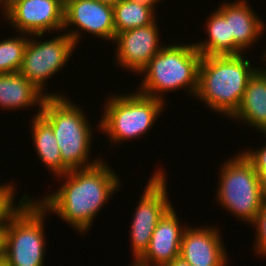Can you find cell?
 Instances as JSON below:
<instances>
[{"mask_svg":"<svg viewBox=\"0 0 266 266\" xmlns=\"http://www.w3.org/2000/svg\"><path fill=\"white\" fill-rule=\"evenodd\" d=\"M59 177L68 179L38 203L47 214L51 210L79 232H86L110 196L118 191L120 179L102 160L94 166L73 169Z\"/></svg>","mask_w":266,"mask_h":266,"instance_id":"obj_1","label":"cell"},{"mask_svg":"<svg viewBox=\"0 0 266 266\" xmlns=\"http://www.w3.org/2000/svg\"><path fill=\"white\" fill-rule=\"evenodd\" d=\"M257 69L242 54L202 56L196 97L230 118L239 108L249 78Z\"/></svg>","mask_w":266,"mask_h":266,"instance_id":"obj_2","label":"cell"},{"mask_svg":"<svg viewBox=\"0 0 266 266\" xmlns=\"http://www.w3.org/2000/svg\"><path fill=\"white\" fill-rule=\"evenodd\" d=\"M29 200V201H28ZM46 210L27 198L3 227L1 266H43Z\"/></svg>","mask_w":266,"mask_h":266,"instance_id":"obj_3","label":"cell"},{"mask_svg":"<svg viewBox=\"0 0 266 266\" xmlns=\"http://www.w3.org/2000/svg\"><path fill=\"white\" fill-rule=\"evenodd\" d=\"M67 99L63 96L46 97L40 115L51 125L62 162L69 170L94 166L101 160L92 161V164L88 160L93 137L91 124L82 109Z\"/></svg>","mask_w":266,"mask_h":266,"instance_id":"obj_4","label":"cell"},{"mask_svg":"<svg viewBox=\"0 0 266 266\" xmlns=\"http://www.w3.org/2000/svg\"><path fill=\"white\" fill-rule=\"evenodd\" d=\"M201 58L194 43L164 46L141 71L146 74L138 92L163 101V92L189 87L196 96Z\"/></svg>","mask_w":266,"mask_h":266,"instance_id":"obj_5","label":"cell"},{"mask_svg":"<svg viewBox=\"0 0 266 266\" xmlns=\"http://www.w3.org/2000/svg\"><path fill=\"white\" fill-rule=\"evenodd\" d=\"M223 163L217 199L234 216L251 223L266 203V182L243 152Z\"/></svg>","mask_w":266,"mask_h":266,"instance_id":"obj_6","label":"cell"},{"mask_svg":"<svg viewBox=\"0 0 266 266\" xmlns=\"http://www.w3.org/2000/svg\"><path fill=\"white\" fill-rule=\"evenodd\" d=\"M108 98L98 127L115 144L146 134L163 111L162 100L140 92Z\"/></svg>","mask_w":266,"mask_h":266,"instance_id":"obj_7","label":"cell"},{"mask_svg":"<svg viewBox=\"0 0 266 266\" xmlns=\"http://www.w3.org/2000/svg\"><path fill=\"white\" fill-rule=\"evenodd\" d=\"M79 33L78 30H73L44 42L28 39L19 72L43 92L45 80L61 70L72 56L76 44H79Z\"/></svg>","mask_w":266,"mask_h":266,"instance_id":"obj_8","label":"cell"},{"mask_svg":"<svg viewBox=\"0 0 266 266\" xmlns=\"http://www.w3.org/2000/svg\"><path fill=\"white\" fill-rule=\"evenodd\" d=\"M159 170L153 174L142 194L131 225V244L135 261L147 251L159 220L172 207L167 197L166 175Z\"/></svg>","mask_w":266,"mask_h":266,"instance_id":"obj_9","label":"cell"},{"mask_svg":"<svg viewBox=\"0 0 266 266\" xmlns=\"http://www.w3.org/2000/svg\"><path fill=\"white\" fill-rule=\"evenodd\" d=\"M4 13L13 29L31 36L63 30L64 0H18Z\"/></svg>","mask_w":266,"mask_h":266,"instance_id":"obj_10","label":"cell"},{"mask_svg":"<svg viewBox=\"0 0 266 266\" xmlns=\"http://www.w3.org/2000/svg\"><path fill=\"white\" fill-rule=\"evenodd\" d=\"M157 24H152L129 29L116 35L114 42H117V63L141 74L151 58L162 48L159 43Z\"/></svg>","mask_w":266,"mask_h":266,"instance_id":"obj_11","label":"cell"},{"mask_svg":"<svg viewBox=\"0 0 266 266\" xmlns=\"http://www.w3.org/2000/svg\"><path fill=\"white\" fill-rule=\"evenodd\" d=\"M76 25L105 40H115L113 6L96 0H64L63 29Z\"/></svg>","mask_w":266,"mask_h":266,"instance_id":"obj_12","label":"cell"},{"mask_svg":"<svg viewBox=\"0 0 266 266\" xmlns=\"http://www.w3.org/2000/svg\"><path fill=\"white\" fill-rule=\"evenodd\" d=\"M219 230L208 227L185 228L180 257L191 266H226L227 254L223 250Z\"/></svg>","mask_w":266,"mask_h":266,"instance_id":"obj_13","label":"cell"},{"mask_svg":"<svg viewBox=\"0 0 266 266\" xmlns=\"http://www.w3.org/2000/svg\"><path fill=\"white\" fill-rule=\"evenodd\" d=\"M185 228L179 225L173 206L159 220L144 255L137 261L144 266H166L180 256ZM152 263V264H151Z\"/></svg>","mask_w":266,"mask_h":266,"instance_id":"obj_14","label":"cell"},{"mask_svg":"<svg viewBox=\"0 0 266 266\" xmlns=\"http://www.w3.org/2000/svg\"><path fill=\"white\" fill-rule=\"evenodd\" d=\"M218 11L225 20H229L230 36H233L236 42V55L242 54L241 52L246 51V48L254 45L259 35L263 33L264 22L257 17L246 0L225 2Z\"/></svg>","mask_w":266,"mask_h":266,"instance_id":"obj_15","label":"cell"},{"mask_svg":"<svg viewBox=\"0 0 266 266\" xmlns=\"http://www.w3.org/2000/svg\"><path fill=\"white\" fill-rule=\"evenodd\" d=\"M36 88L20 72L0 74V107L9 110L27 108L39 105L42 108L46 97H62V95H48Z\"/></svg>","mask_w":266,"mask_h":266,"instance_id":"obj_16","label":"cell"},{"mask_svg":"<svg viewBox=\"0 0 266 266\" xmlns=\"http://www.w3.org/2000/svg\"><path fill=\"white\" fill-rule=\"evenodd\" d=\"M230 118L266 132V72L262 68L249 78L239 108Z\"/></svg>","mask_w":266,"mask_h":266,"instance_id":"obj_17","label":"cell"},{"mask_svg":"<svg viewBox=\"0 0 266 266\" xmlns=\"http://www.w3.org/2000/svg\"><path fill=\"white\" fill-rule=\"evenodd\" d=\"M41 109H38V114H35L32 121V139L39 154L40 160H42L49 171L56 174V176H62L68 173L70 170L63 164L60 148L54 136L51 125L40 115Z\"/></svg>","mask_w":266,"mask_h":266,"instance_id":"obj_18","label":"cell"},{"mask_svg":"<svg viewBox=\"0 0 266 266\" xmlns=\"http://www.w3.org/2000/svg\"><path fill=\"white\" fill-rule=\"evenodd\" d=\"M209 39L194 46L202 56L236 55V42L230 36L229 20L216 10L206 24Z\"/></svg>","mask_w":266,"mask_h":266,"instance_id":"obj_19","label":"cell"},{"mask_svg":"<svg viewBox=\"0 0 266 266\" xmlns=\"http://www.w3.org/2000/svg\"><path fill=\"white\" fill-rule=\"evenodd\" d=\"M154 9L130 0H119L113 6L116 35L129 29L152 24L156 19Z\"/></svg>","mask_w":266,"mask_h":266,"instance_id":"obj_20","label":"cell"},{"mask_svg":"<svg viewBox=\"0 0 266 266\" xmlns=\"http://www.w3.org/2000/svg\"><path fill=\"white\" fill-rule=\"evenodd\" d=\"M8 38L0 41V74L19 72L23 63V54L28 35Z\"/></svg>","mask_w":266,"mask_h":266,"instance_id":"obj_21","label":"cell"},{"mask_svg":"<svg viewBox=\"0 0 266 266\" xmlns=\"http://www.w3.org/2000/svg\"><path fill=\"white\" fill-rule=\"evenodd\" d=\"M16 190L13 184L7 183V185H0V226H4L9 217L19 208V206L27 199L29 196L24 195L19 201L18 207L14 203V192ZM14 196V197H13ZM14 205V206H13Z\"/></svg>","mask_w":266,"mask_h":266,"instance_id":"obj_22","label":"cell"},{"mask_svg":"<svg viewBox=\"0 0 266 266\" xmlns=\"http://www.w3.org/2000/svg\"><path fill=\"white\" fill-rule=\"evenodd\" d=\"M256 227V243L254 251H257L258 255L266 256V203L262 206L260 211L257 213L255 219L250 225Z\"/></svg>","mask_w":266,"mask_h":266,"instance_id":"obj_23","label":"cell"},{"mask_svg":"<svg viewBox=\"0 0 266 266\" xmlns=\"http://www.w3.org/2000/svg\"><path fill=\"white\" fill-rule=\"evenodd\" d=\"M257 150H245L243 153L252 162L259 176L266 182V144L263 148Z\"/></svg>","mask_w":266,"mask_h":266,"instance_id":"obj_24","label":"cell"},{"mask_svg":"<svg viewBox=\"0 0 266 266\" xmlns=\"http://www.w3.org/2000/svg\"><path fill=\"white\" fill-rule=\"evenodd\" d=\"M166 266H191V265L179 256Z\"/></svg>","mask_w":266,"mask_h":266,"instance_id":"obj_25","label":"cell"},{"mask_svg":"<svg viewBox=\"0 0 266 266\" xmlns=\"http://www.w3.org/2000/svg\"><path fill=\"white\" fill-rule=\"evenodd\" d=\"M130 1L140 3V4H142L144 6H148V7H155L157 2L159 3L160 0H130Z\"/></svg>","mask_w":266,"mask_h":266,"instance_id":"obj_26","label":"cell"},{"mask_svg":"<svg viewBox=\"0 0 266 266\" xmlns=\"http://www.w3.org/2000/svg\"><path fill=\"white\" fill-rule=\"evenodd\" d=\"M16 1L18 0H0V4L2 3V8L6 11Z\"/></svg>","mask_w":266,"mask_h":266,"instance_id":"obj_27","label":"cell"},{"mask_svg":"<svg viewBox=\"0 0 266 266\" xmlns=\"http://www.w3.org/2000/svg\"><path fill=\"white\" fill-rule=\"evenodd\" d=\"M96 1L102 2L110 6H114L119 0H96Z\"/></svg>","mask_w":266,"mask_h":266,"instance_id":"obj_28","label":"cell"},{"mask_svg":"<svg viewBox=\"0 0 266 266\" xmlns=\"http://www.w3.org/2000/svg\"><path fill=\"white\" fill-rule=\"evenodd\" d=\"M3 227L4 226H0V261H1V252H2Z\"/></svg>","mask_w":266,"mask_h":266,"instance_id":"obj_29","label":"cell"},{"mask_svg":"<svg viewBox=\"0 0 266 266\" xmlns=\"http://www.w3.org/2000/svg\"><path fill=\"white\" fill-rule=\"evenodd\" d=\"M135 263H134V265H132V266H144V265H141V264H139L137 261H134Z\"/></svg>","mask_w":266,"mask_h":266,"instance_id":"obj_30","label":"cell"},{"mask_svg":"<svg viewBox=\"0 0 266 266\" xmlns=\"http://www.w3.org/2000/svg\"><path fill=\"white\" fill-rule=\"evenodd\" d=\"M266 53V52H265ZM265 59V62H266V54L263 56V60ZM265 72H266V70H265Z\"/></svg>","mask_w":266,"mask_h":266,"instance_id":"obj_31","label":"cell"}]
</instances>
